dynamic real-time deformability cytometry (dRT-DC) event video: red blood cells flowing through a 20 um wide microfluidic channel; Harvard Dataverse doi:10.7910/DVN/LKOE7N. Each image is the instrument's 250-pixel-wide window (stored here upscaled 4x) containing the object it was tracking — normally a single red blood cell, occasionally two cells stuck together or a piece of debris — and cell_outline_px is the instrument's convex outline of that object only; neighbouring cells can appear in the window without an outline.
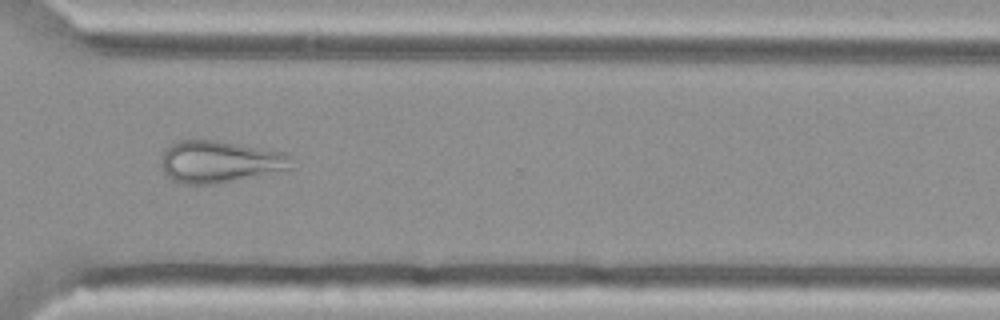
{"species": "Egyptian fruit bat (a non-hibernating species)", "species_latin": "Rousettus aegyptiacus", "temperature_condition": "cold", "stored_images_in_passage": 51, "camera_frame_rate_fps": 3000, "um_per_image_px": 0.085, "animal": {"sex": "female"}, "frame": {"image": 1, "passage_image": 37, "time_ms": 12.0, "image_size_px": [1000, 320], "cell_outline_px": [[292, 168], [216, 184], [184, 184], [172, 180], [160, 168], [160, 156], [164, 148], [176, 140], [216, 140], [284, 152], [292, 156]], "centroid_in_image_um": [18.6, 13.73], "position_along_channel_um": 352.0, "area_um2": 32.08}}